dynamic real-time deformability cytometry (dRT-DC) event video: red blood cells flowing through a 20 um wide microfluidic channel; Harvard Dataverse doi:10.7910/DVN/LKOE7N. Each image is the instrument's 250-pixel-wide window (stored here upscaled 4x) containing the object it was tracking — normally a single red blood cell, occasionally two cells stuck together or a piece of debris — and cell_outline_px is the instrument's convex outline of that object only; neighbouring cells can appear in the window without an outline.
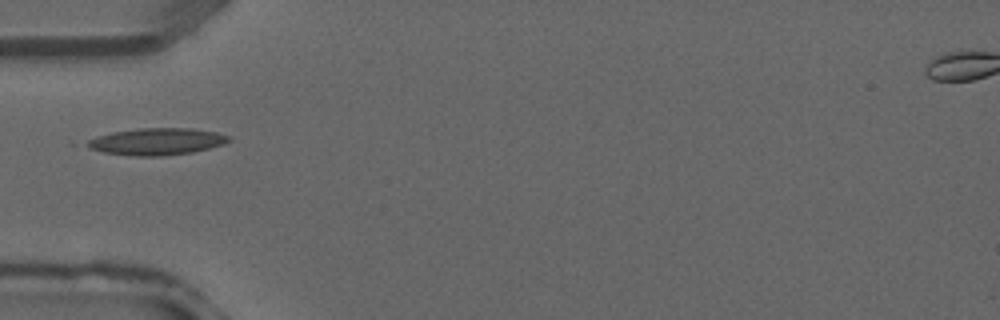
{"species": "common noctule bat (a hibernating species)", "species_latin": "Nyctalus noctula", "temperature_condition": "warm", "stored_images_in_passage": 25, "camera_frame_rate_fps": 3000, "um_per_image_px": 0.085, "animal": {"sex": "male", "forearm_length_mm": 52.5}, "frame": {"image": 1, "passage_image": 1, "time_ms": 0.0, "image_size_px": [1000, 320], "cell_outline_px": [[232, 140], [224, 144], [192, 152], [164, 156], [132, 156], [104, 152], [92, 148], [84, 144], [88, 140], [96, 136], [112, 132], [136, 128], [192, 128], [216, 132], [232, 136]], "centroid_in_image_um": [13.36, 12.02], "position_along_channel_um": 71.6, "area_um2": 22.31}}
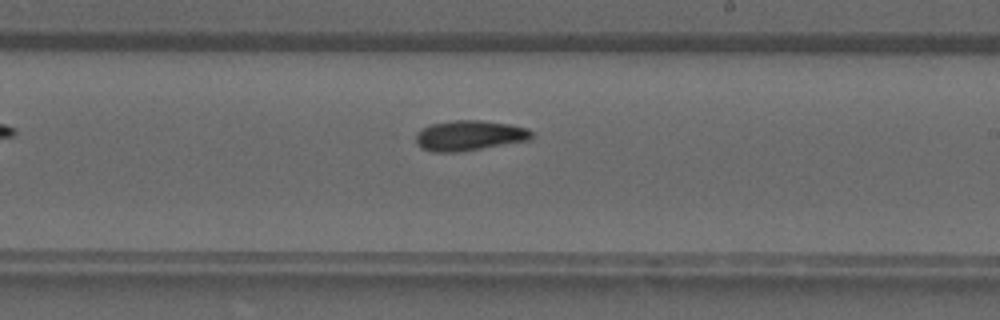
{"frame": {"image": 2, "passage_image": 11, "time_ms": 3.333, "image_size_px": [1000, 320], "cell_outline_px": [[532, 140], [460, 152], [432, 152], [420, 148], [416, 144], [416, 136], [424, 128], [432, 124], [452, 120], [480, 120], [508, 124], [528, 128], [532, 132]], "centroid_in_image_um": [39.92, 11.53], "position_along_channel_um": 249.1, "area_um2": 20.46}}
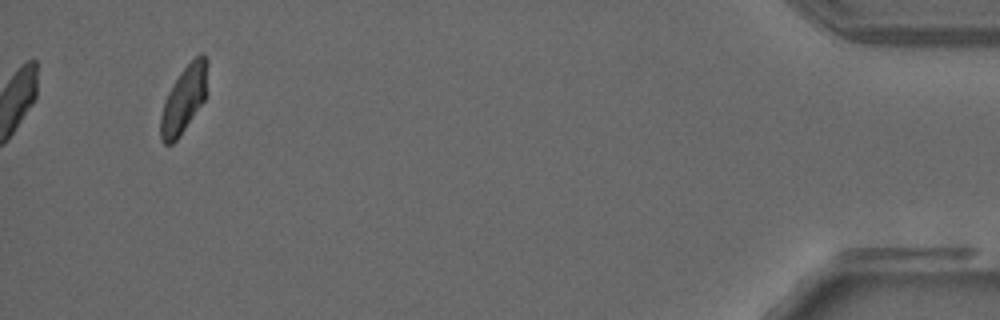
{"frame": {"image": 3, "passage_image": 25, "time_ms": 8.0, "image_size_px": [1000, 320], "cell_outline_px": [[208, 64], [204, 100], [180, 136], [172, 144], [164, 144], [160, 136], [160, 116], [164, 100], [172, 84], [180, 72], [200, 52], [208, 56]], "centroid_in_image_um": [15.62, 8.42], "position_along_channel_um": 419.6, "area_um2": 18.26}}